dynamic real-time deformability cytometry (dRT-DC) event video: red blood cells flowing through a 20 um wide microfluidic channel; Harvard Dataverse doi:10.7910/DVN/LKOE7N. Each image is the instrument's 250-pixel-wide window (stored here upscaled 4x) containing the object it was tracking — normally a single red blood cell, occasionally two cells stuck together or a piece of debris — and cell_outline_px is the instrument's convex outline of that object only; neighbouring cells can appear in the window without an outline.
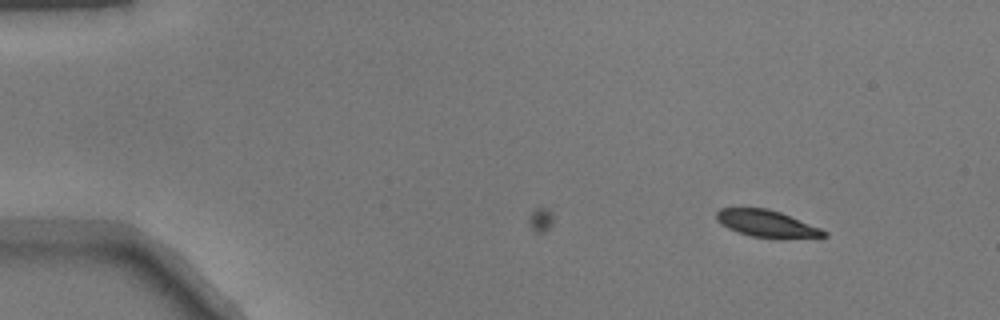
{"species": "common noctule bat (a hibernating species)", "species_latin": "Nyctalus noctula", "temperature_condition": "warm", "stored_images_in_passage": 10, "camera_frame_rate_fps": 3000, "um_per_image_px": 0.085, "animal": {"sex": "male", "body_mass_g": 17.9}, "frame": {"image": 1, "passage_image": 10, "time_ms": 3.0, "image_size_px": [1000, 320], "cell_outline_px": [[828, 236], [752, 236], [728, 228], [720, 224], [716, 220], [716, 212], [720, 208], [768, 208], [780, 212], [820, 228], [828, 232]], "centroid_in_image_um": [65.08, 18.95], "position_along_channel_um": 19.9, "area_um2": 16.01}}